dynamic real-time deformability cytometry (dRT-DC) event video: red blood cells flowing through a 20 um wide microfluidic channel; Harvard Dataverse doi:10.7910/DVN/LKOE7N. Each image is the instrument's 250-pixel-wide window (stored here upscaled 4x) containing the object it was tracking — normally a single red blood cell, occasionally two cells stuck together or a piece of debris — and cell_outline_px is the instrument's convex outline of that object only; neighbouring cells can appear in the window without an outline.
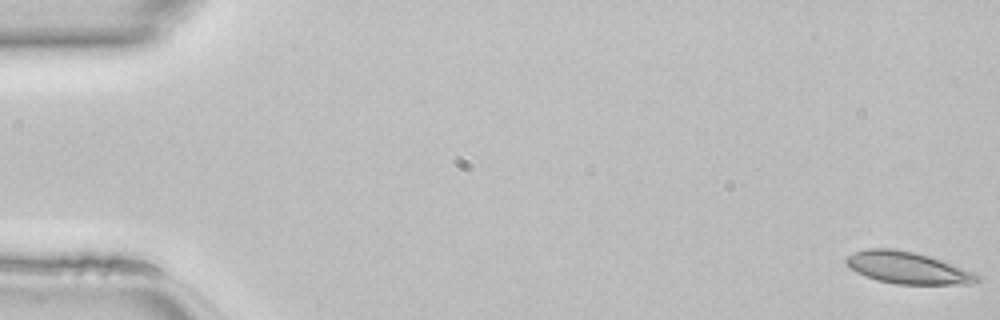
{"species": "common noctule bat (a hibernating species)", "species_latin": "Nyctalus noctula", "temperature_condition": "room temperature", "stored_images_in_passage": 48, "camera_frame_rate_fps": 3000, "um_per_image_px": 0.085, "animal": {"sex": "female", "body_mass_g": 22.7, "forearm_length_mm": 54.2}, "frame": {"image": 1, "passage_image": 1, "time_ms": 0.0, "image_size_px": [1000, 320], "cell_outline_px": [[980, 280], [972, 284], [896, 284], [876, 280], [864, 276], [856, 272], [844, 260], [848, 256], [856, 252], [868, 248], [892, 248], [916, 252], [976, 272], [980, 276]], "centroid_in_image_um": [77.18, 22.77], "position_along_channel_um": 7.8, "area_um2": 24.33}}
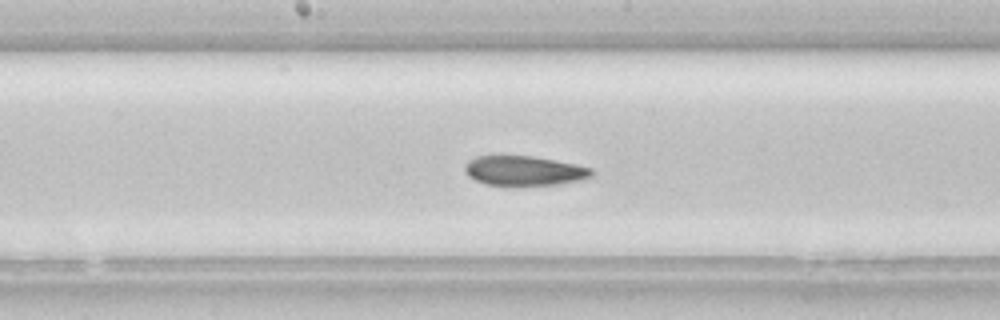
{"frame": {"image": 2, "passage_image": 25, "time_ms": 8.0, "image_size_px": [1000, 320], "cell_outline_px": [[592, 176], [584, 180], [556, 184], [484, 184], [468, 176], [464, 168], [464, 164], [468, 160], [476, 156], [532, 156], [576, 164], [592, 168]], "centroid_in_image_um": [44.55, 14.49], "position_along_channel_um": 203.6, "area_um2": 21.62}}
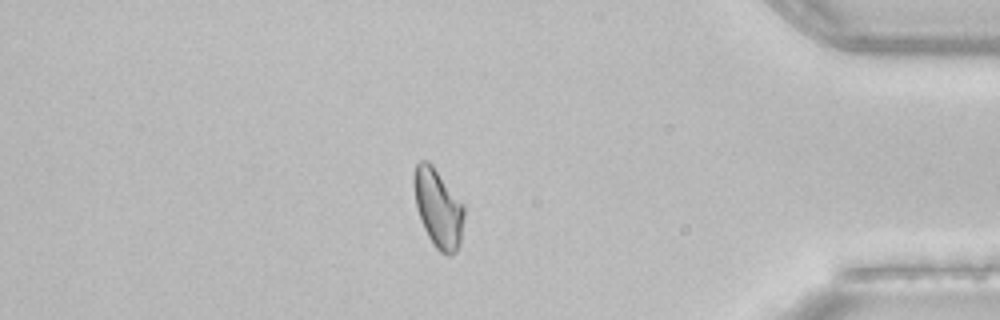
{"frame": {"image": 3, "passage_image": 41, "time_ms": 13.333, "image_size_px": [1000, 320], "cell_outline_px": [[464, 216], [460, 244], [456, 252], [452, 256], [448, 256], [440, 252], [436, 248], [428, 236], [420, 220], [416, 208], [412, 184], [412, 176], [416, 164], [420, 160], [428, 160], [432, 164], [464, 204]], "centroid_in_image_um": [37.23, 17.68], "position_along_channel_um": 398.0, "area_um2": 23.41}}